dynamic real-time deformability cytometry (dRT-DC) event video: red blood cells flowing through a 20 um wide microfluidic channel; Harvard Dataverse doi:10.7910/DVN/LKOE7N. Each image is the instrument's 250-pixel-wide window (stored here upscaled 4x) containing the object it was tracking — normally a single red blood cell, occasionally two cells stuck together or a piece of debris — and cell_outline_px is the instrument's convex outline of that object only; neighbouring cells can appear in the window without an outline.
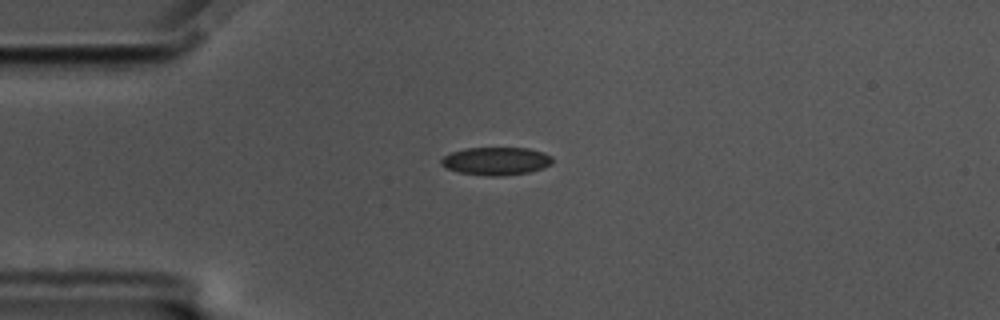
{"species": "common noctule bat (a hibernating species)", "species_latin": "Nyctalus noctula", "temperature_condition": "cold", "stored_images_in_passage": 44, "camera_frame_rate_fps": 3000, "um_per_image_px": 0.085, "animal": {"sex": "male", "body_mass_g": 17.5, "forearm_length_mm": 52.3}, "frame": {"image": 1, "passage_image": 1, "time_ms": 0.0, "image_size_px": [1000, 320], "cell_outline_px": [[552, 164], [544, 168], [528, 172], [504, 176], [488, 176], [460, 172], [448, 168], [440, 164], [440, 160], [444, 156], [452, 152], [464, 148], [528, 148], [544, 152], [552, 156]], "centroid_in_image_um": [42.2, 13.69], "position_along_channel_um": 42.8, "area_um2": 18.15}}
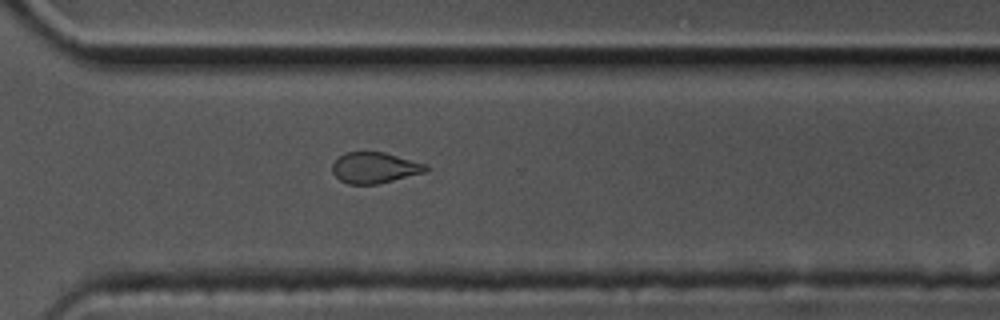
{"frame": {"image": 2, "passage_image": 28, "time_ms": 9.0, "image_size_px": [1000, 320], "cell_outline_px": [[428, 168], [424, 172], [376, 184], [348, 184], [340, 180], [332, 172], [332, 164], [344, 152], [384, 152], [428, 164]], "centroid_in_image_um": [31.83, 14.25], "position_along_channel_um": 338.8, "area_um2": 16.7}}
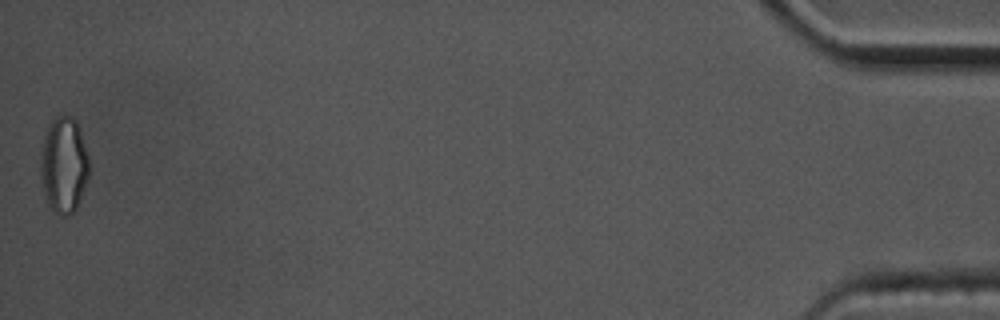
{"frame": {"image": 3, "passage_image": 44, "time_ms": 14.333, "image_size_px": [1000, 320], "cell_outline_px": [[88, 176], [84, 188], [76, 208], [68, 216], [60, 216], [48, 208], [44, 196], [40, 176], [40, 152], [44, 136], [48, 124], [56, 116], [64, 112], [72, 116], [76, 120], [80, 128], [88, 156]], "centroid_in_image_um": [5.39, 14.0], "position_along_channel_um": 429.8, "area_um2": 27.8}, "authors_computed_cell_mechanics": {"area_um2": 18.1203, "velocity_mm_per_s": 3.5165, "shape_relaxation_time_tau1_ms": null, "shape_relaxation_time_tau2_ms": 2.3185, "deformation_change_tau1": null, "deformation_change_tau2": 0.07}}